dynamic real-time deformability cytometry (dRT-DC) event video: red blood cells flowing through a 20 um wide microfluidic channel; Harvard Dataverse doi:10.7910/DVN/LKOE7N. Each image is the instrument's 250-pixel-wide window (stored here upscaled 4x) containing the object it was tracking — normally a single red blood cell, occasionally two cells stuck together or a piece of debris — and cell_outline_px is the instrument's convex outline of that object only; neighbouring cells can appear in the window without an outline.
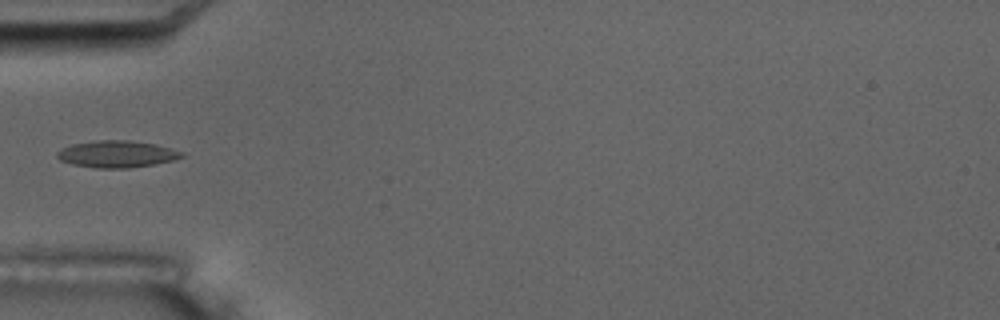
{"species": "common noctule bat (a hibernating species)", "species_latin": "Nyctalus noctula", "temperature_condition": "room temperature", "stored_images_in_passage": 4, "camera_frame_rate_fps": 3000, "um_per_image_px": 0.085, "animal": {"sex": "male", "body_mass_g": 17.5, "forearm_length_mm": 52.3}, "frame": {"image": 1, "passage_image": 4, "time_ms": 3.333, "image_size_px": [1000, 320], "cell_outline_px": [[184, 156], [172, 160], [152, 164], [128, 168], [100, 168], [72, 164], [60, 160], [56, 156], [56, 152], [72, 144], [100, 140], [128, 140], [156, 144], [184, 152]], "centroid_in_image_um": [9.93, 13.09], "position_along_channel_um": 75.1, "area_um2": 19.25}}